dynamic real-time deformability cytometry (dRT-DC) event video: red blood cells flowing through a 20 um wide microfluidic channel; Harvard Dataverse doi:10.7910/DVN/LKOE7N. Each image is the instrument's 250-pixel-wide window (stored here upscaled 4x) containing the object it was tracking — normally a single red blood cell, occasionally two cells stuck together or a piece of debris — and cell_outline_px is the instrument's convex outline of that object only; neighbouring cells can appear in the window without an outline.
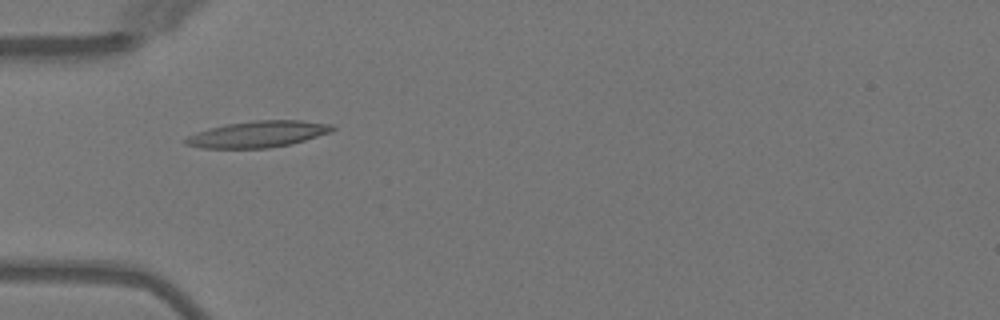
{"species": "Egyptian fruit bat (a non-hibernating species)", "species_latin": "Rousettus aegyptiacus", "temperature_condition": "warm", "stored_images_in_passage": 5, "camera_frame_rate_fps": 3000, "um_per_image_px": 0.085, "animal": {"sex": "female"}, "frame": {"image": 1, "passage_image": 2, "time_ms": 1.333, "image_size_px": [1000, 320], "cell_outline_px": [[336, 128], [332, 132], [292, 144], [268, 148], [204, 148], [184, 144], [184, 140], [188, 136], [196, 132], [224, 124], [252, 120], [300, 120], [332, 124]], "centroid_in_image_um": [21.95, 11.4], "position_along_channel_um": 63.1, "area_um2": 22.72}}
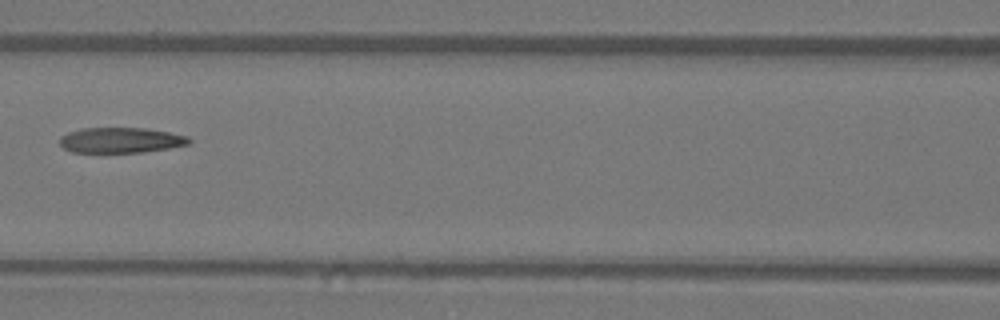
{"frame": {"image": 2, "passage_image": 4, "time_ms": 3.667, "image_size_px": [1000, 320], "cell_outline_px": [[192, 140], [188, 144], [168, 148], [140, 152], [72, 152], [64, 148], [60, 144], [60, 136], [68, 132], [80, 128], [144, 128], [168, 132], [188, 136]], "centroid_in_image_um": [10.24, 11.91], "position_along_channel_um": 156.4, "area_um2": 19.02}}
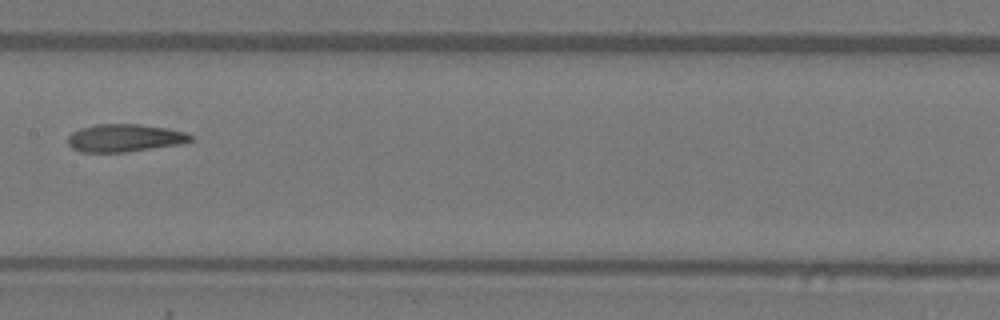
{"frame": {"image": 3, "passage_image": 5, "time_ms": 4.667, "image_size_px": [1000, 320], "cell_outline_px": [[192, 140], [176, 144], [128, 152], [80, 152], [72, 148], [68, 144], [68, 136], [72, 132], [80, 128], [96, 124], [140, 124], [168, 128], [184, 132], [192, 136]], "centroid_in_image_um": [10.54, 11.72], "position_along_channel_um": 196.9, "area_um2": 19.71}}